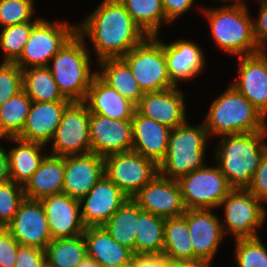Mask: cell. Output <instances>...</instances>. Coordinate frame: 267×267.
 I'll return each instance as SVG.
<instances>
[{"label":"cell","mask_w":267,"mask_h":267,"mask_svg":"<svg viewBox=\"0 0 267 267\" xmlns=\"http://www.w3.org/2000/svg\"><path fill=\"white\" fill-rule=\"evenodd\" d=\"M77 33L89 37L98 62L122 58L147 37L119 0L101 1L93 13L77 24Z\"/></svg>","instance_id":"cell-1"},{"label":"cell","mask_w":267,"mask_h":267,"mask_svg":"<svg viewBox=\"0 0 267 267\" xmlns=\"http://www.w3.org/2000/svg\"><path fill=\"white\" fill-rule=\"evenodd\" d=\"M267 130L221 136L214 161L232 188L247 189L264 152Z\"/></svg>","instance_id":"cell-2"},{"label":"cell","mask_w":267,"mask_h":267,"mask_svg":"<svg viewBox=\"0 0 267 267\" xmlns=\"http://www.w3.org/2000/svg\"><path fill=\"white\" fill-rule=\"evenodd\" d=\"M230 1L233 3L201 10L209 22L213 41L219 49L236 57L262 51L254 38L249 6L244 0Z\"/></svg>","instance_id":"cell-3"},{"label":"cell","mask_w":267,"mask_h":267,"mask_svg":"<svg viewBox=\"0 0 267 267\" xmlns=\"http://www.w3.org/2000/svg\"><path fill=\"white\" fill-rule=\"evenodd\" d=\"M204 124L214 137L267 130L266 118L232 85L212 102Z\"/></svg>","instance_id":"cell-4"},{"label":"cell","mask_w":267,"mask_h":267,"mask_svg":"<svg viewBox=\"0 0 267 267\" xmlns=\"http://www.w3.org/2000/svg\"><path fill=\"white\" fill-rule=\"evenodd\" d=\"M86 45V39L76 33L47 66L60 93L70 101H84L91 82L97 75L90 67V51Z\"/></svg>","instance_id":"cell-5"},{"label":"cell","mask_w":267,"mask_h":267,"mask_svg":"<svg viewBox=\"0 0 267 267\" xmlns=\"http://www.w3.org/2000/svg\"><path fill=\"white\" fill-rule=\"evenodd\" d=\"M209 134L204 122L197 126L187 120L171 129L168 137L167 153L158 165L162 177L178 180L191 171L202 168L205 162Z\"/></svg>","instance_id":"cell-6"},{"label":"cell","mask_w":267,"mask_h":267,"mask_svg":"<svg viewBox=\"0 0 267 267\" xmlns=\"http://www.w3.org/2000/svg\"><path fill=\"white\" fill-rule=\"evenodd\" d=\"M122 59L129 66L143 93L171 89L176 85L168 74L164 42L157 36H147Z\"/></svg>","instance_id":"cell-7"},{"label":"cell","mask_w":267,"mask_h":267,"mask_svg":"<svg viewBox=\"0 0 267 267\" xmlns=\"http://www.w3.org/2000/svg\"><path fill=\"white\" fill-rule=\"evenodd\" d=\"M77 33V24L51 22L41 18L33 27L15 62L22 70L48 66L52 57Z\"/></svg>","instance_id":"cell-8"},{"label":"cell","mask_w":267,"mask_h":267,"mask_svg":"<svg viewBox=\"0 0 267 267\" xmlns=\"http://www.w3.org/2000/svg\"><path fill=\"white\" fill-rule=\"evenodd\" d=\"M220 207L225 212V222H221L225 235L230 233L235 239L259 237L257 229L264 225L267 209L248 189L233 188Z\"/></svg>","instance_id":"cell-9"},{"label":"cell","mask_w":267,"mask_h":267,"mask_svg":"<svg viewBox=\"0 0 267 267\" xmlns=\"http://www.w3.org/2000/svg\"><path fill=\"white\" fill-rule=\"evenodd\" d=\"M207 165L177 180L186 209H218L233 189L217 164Z\"/></svg>","instance_id":"cell-10"},{"label":"cell","mask_w":267,"mask_h":267,"mask_svg":"<svg viewBox=\"0 0 267 267\" xmlns=\"http://www.w3.org/2000/svg\"><path fill=\"white\" fill-rule=\"evenodd\" d=\"M90 112L84 101H71L56 128L51 155H83L91 152Z\"/></svg>","instance_id":"cell-11"},{"label":"cell","mask_w":267,"mask_h":267,"mask_svg":"<svg viewBox=\"0 0 267 267\" xmlns=\"http://www.w3.org/2000/svg\"><path fill=\"white\" fill-rule=\"evenodd\" d=\"M104 173L132 198L159 173V168L153 160L132 150L105 156Z\"/></svg>","instance_id":"cell-12"},{"label":"cell","mask_w":267,"mask_h":267,"mask_svg":"<svg viewBox=\"0 0 267 267\" xmlns=\"http://www.w3.org/2000/svg\"><path fill=\"white\" fill-rule=\"evenodd\" d=\"M188 225L191 243L194 249V262L212 264L225 234L222 219L212 209H187L182 215Z\"/></svg>","instance_id":"cell-13"},{"label":"cell","mask_w":267,"mask_h":267,"mask_svg":"<svg viewBox=\"0 0 267 267\" xmlns=\"http://www.w3.org/2000/svg\"><path fill=\"white\" fill-rule=\"evenodd\" d=\"M132 199L141 210L163 218L180 217L187 210L177 180L162 177L159 173Z\"/></svg>","instance_id":"cell-14"},{"label":"cell","mask_w":267,"mask_h":267,"mask_svg":"<svg viewBox=\"0 0 267 267\" xmlns=\"http://www.w3.org/2000/svg\"><path fill=\"white\" fill-rule=\"evenodd\" d=\"M6 229L23 246L45 250L52 240L45 209L40 200L25 198Z\"/></svg>","instance_id":"cell-15"},{"label":"cell","mask_w":267,"mask_h":267,"mask_svg":"<svg viewBox=\"0 0 267 267\" xmlns=\"http://www.w3.org/2000/svg\"><path fill=\"white\" fill-rule=\"evenodd\" d=\"M238 77L232 86L267 119V51L239 56Z\"/></svg>","instance_id":"cell-16"},{"label":"cell","mask_w":267,"mask_h":267,"mask_svg":"<svg viewBox=\"0 0 267 267\" xmlns=\"http://www.w3.org/2000/svg\"><path fill=\"white\" fill-rule=\"evenodd\" d=\"M91 152L100 156L132 151L131 120H113L90 113L89 121Z\"/></svg>","instance_id":"cell-17"},{"label":"cell","mask_w":267,"mask_h":267,"mask_svg":"<svg viewBox=\"0 0 267 267\" xmlns=\"http://www.w3.org/2000/svg\"><path fill=\"white\" fill-rule=\"evenodd\" d=\"M128 198L104 174L88 194L79 200L85 227L103 226Z\"/></svg>","instance_id":"cell-18"},{"label":"cell","mask_w":267,"mask_h":267,"mask_svg":"<svg viewBox=\"0 0 267 267\" xmlns=\"http://www.w3.org/2000/svg\"><path fill=\"white\" fill-rule=\"evenodd\" d=\"M104 157L95 153L64 156L62 192L80 200L104 175Z\"/></svg>","instance_id":"cell-19"},{"label":"cell","mask_w":267,"mask_h":267,"mask_svg":"<svg viewBox=\"0 0 267 267\" xmlns=\"http://www.w3.org/2000/svg\"><path fill=\"white\" fill-rule=\"evenodd\" d=\"M45 209L52 239L72 238L84 233L78 199L65 193L53 194L40 200Z\"/></svg>","instance_id":"cell-20"},{"label":"cell","mask_w":267,"mask_h":267,"mask_svg":"<svg viewBox=\"0 0 267 267\" xmlns=\"http://www.w3.org/2000/svg\"><path fill=\"white\" fill-rule=\"evenodd\" d=\"M185 109L184 94L178 86L144 93L136 105V110L140 114L171 129L180 126L187 120Z\"/></svg>","instance_id":"cell-21"},{"label":"cell","mask_w":267,"mask_h":267,"mask_svg":"<svg viewBox=\"0 0 267 267\" xmlns=\"http://www.w3.org/2000/svg\"><path fill=\"white\" fill-rule=\"evenodd\" d=\"M132 122V150L159 165L166 156L171 128L135 110Z\"/></svg>","instance_id":"cell-22"},{"label":"cell","mask_w":267,"mask_h":267,"mask_svg":"<svg viewBox=\"0 0 267 267\" xmlns=\"http://www.w3.org/2000/svg\"><path fill=\"white\" fill-rule=\"evenodd\" d=\"M71 101H32L22 131L16 136L25 141L47 145L61 122L62 114Z\"/></svg>","instance_id":"cell-23"},{"label":"cell","mask_w":267,"mask_h":267,"mask_svg":"<svg viewBox=\"0 0 267 267\" xmlns=\"http://www.w3.org/2000/svg\"><path fill=\"white\" fill-rule=\"evenodd\" d=\"M168 74L172 82L192 80L202 73L205 56L202 48L191 40H177L164 43Z\"/></svg>","instance_id":"cell-24"},{"label":"cell","mask_w":267,"mask_h":267,"mask_svg":"<svg viewBox=\"0 0 267 267\" xmlns=\"http://www.w3.org/2000/svg\"><path fill=\"white\" fill-rule=\"evenodd\" d=\"M90 113L113 120H131L136 105L109 87L97 75L93 78L84 100Z\"/></svg>","instance_id":"cell-25"},{"label":"cell","mask_w":267,"mask_h":267,"mask_svg":"<svg viewBox=\"0 0 267 267\" xmlns=\"http://www.w3.org/2000/svg\"><path fill=\"white\" fill-rule=\"evenodd\" d=\"M87 256L100 267H115L131 263L134 253L115 241L103 226L86 227L83 233Z\"/></svg>","instance_id":"cell-26"},{"label":"cell","mask_w":267,"mask_h":267,"mask_svg":"<svg viewBox=\"0 0 267 267\" xmlns=\"http://www.w3.org/2000/svg\"><path fill=\"white\" fill-rule=\"evenodd\" d=\"M64 184V157L46 155L39 168L23 186L26 199L41 200L62 193Z\"/></svg>","instance_id":"cell-27"},{"label":"cell","mask_w":267,"mask_h":267,"mask_svg":"<svg viewBox=\"0 0 267 267\" xmlns=\"http://www.w3.org/2000/svg\"><path fill=\"white\" fill-rule=\"evenodd\" d=\"M17 146L6 150L10 180L24 186L32 174L39 168L47 154H42L46 145L39 142L25 141L18 137H6Z\"/></svg>","instance_id":"cell-28"},{"label":"cell","mask_w":267,"mask_h":267,"mask_svg":"<svg viewBox=\"0 0 267 267\" xmlns=\"http://www.w3.org/2000/svg\"><path fill=\"white\" fill-rule=\"evenodd\" d=\"M98 63L97 76L122 97L137 105L144 93L127 63L122 58L103 59Z\"/></svg>","instance_id":"cell-29"},{"label":"cell","mask_w":267,"mask_h":267,"mask_svg":"<svg viewBox=\"0 0 267 267\" xmlns=\"http://www.w3.org/2000/svg\"><path fill=\"white\" fill-rule=\"evenodd\" d=\"M165 218L141 210L137 204L135 254L162 255Z\"/></svg>","instance_id":"cell-30"},{"label":"cell","mask_w":267,"mask_h":267,"mask_svg":"<svg viewBox=\"0 0 267 267\" xmlns=\"http://www.w3.org/2000/svg\"><path fill=\"white\" fill-rule=\"evenodd\" d=\"M162 255L173 261L194 262L191 236L183 216L165 218Z\"/></svg>","instance_id":"cell-31"},{"label":"cell","mask_w":267,"mask_h":267,"mask_svg":"<svg viewBox=\"0 0 267 267\" xmlns=\"http://www.w3.org/2000/svg\"><path fill=\"white\" fill-rule=\"evenodd\" d=\"M22 89L35 102L70 101L60 93L47 66L23 69Z\"/></svg>","instance_id":"cell-32"},{"label":"cell","mask_w":267,"mask_h":267,"mask_svg":"<svg viewBox=\"0 0 267 267\" xmlns=\"http://www.w3.org/2000/svg\"><path fill=\"white\" fill-rule=\"evenodd\" d=\"M87 256L83 234L52 239L45 248L47 267H77Z\"/></svg>","instance_id":"cell-33"},{"label":"cell","mask_w":267,"mask_h":267,"mask_svg":"<svg viewBox=\"0 0 267 267\" xmlns=\"http://www.w3.org/2000/svg\"><path fill=\"white\" fill-rule=\"evenodd\" d=\"M137 203L128 198L103 227L110 236L135 254Z\"/></svg>","instance_id":"cell-34"},{"label":"cell","mask_w":267,"mask_h":267,"mask_svg":"<svg viewBox=\"0 0 267 267\" xmlns=\"http://www.w3.org/2000/svg\"><path fill=\"white\" fill-rule=\"evenodd\" d=\"M147 36H157L166 19L162 0H119Z\"/></svg>","instance_id":"cell-35"},{"label":"cell","mask_w":267,"mask_h":267,"mask_svg":"<svg viewBox=\"0 0 267 267\" xmlns=\"http://www.w3.org/2000/svg\"><path fill=\"white\" fill-rule=\"evenodd\" d=\"M32 100L22 89L0 106V141L16 137L23 129Z\"/></svg>","instance_id":"cell-36"},{"label":"cell","mask_w":267,"mask_h":267,"mask_svg":"<svg viewBox=\"0 0 267 267\" xmlns=\"http://www.w3.org/2000/svg\"><path fill=\"white\" fill-rule=\"evenodd\" d=\"M37 22L29 21L2 28L0 32V47L4 53L2 62L15 63L20 58L32 27Z\"/></svg>","instance_id":"cell-37"},{"label":"cell","mask_w":267,"mask_h":267,"mask_svg":"<svg viewBox=\"0 0 267 267\" xmlns=\"http://www.w3.org/2000/svg\"><path fill=\"white\" fill-rule=\"evenodd\" d=\"M233 257L238 267H267V248L259 237L234 239Z\"/></svg>","instance_id":"cell-38"},{"label":"cell","mask_w":267,"mask_h":267,"mask_svg":"<svg viewBox=\"0 0 267 267\" xmlns=\"http://www.w3.org/2000/svg\"><path fill=\"white\" fill-rule=\"evenodd\" d=\"M34 0H0V25L2 28L34 20Z\"/></svg>","instance_id":"cell-39"},{"label":"cell","mask_w":267,"mask_h":267,"mask_svg":"<svg viewBox=\"0 0 267 267\" xmlns=\"http://www.w3.org/2000/svg\"><path fill=\"white\" fill-rule=\"evenodd\" d=\"M25 199L23 186L13 181L0 185V226H6L14 218L20 204Z\"/></svg>","instance_id":"cell-40"},{"label":"cell","mask_w":267,"mask_h":267,"mask_svg":"<svg viewBox=\"0 0 267 267\" xmlns=\"http://www.w3.org/2000/svg\"><path fill=\"white\" fill-rule=\"evenodd\" d=\"M22 90V69L15 63L0 64V106Z\"/></svg>","instance_id":"cell-41"},{"label":"cell","mask_w":267,"mask_h":267,"mask_svg":"<svg viewBox=\"0 0 267 267\" xmlns=\"http://www.w3.org/2000/svg\"><path fill=\"white\" fill-rule=\"evenodd\" d=\"M19 245L6 228H0V267H15Z\"/></svg>","instance_id":"cell-42"},{"label":"cell","mask_w":267,"mask_h":267,"mask_svg":"<svg viewBox=\"0 0 267 267\" xmlns=\"http://www.w3.org/2000/svg\"><path fill=\"white\" fill-rule=\"evenodd\" d=\"M15 267H47L45 250L19 245Z\"/></svg>","instance_id":"cell-43"},{"label":"cell","mask_w":267,"mask_h":267,"mask_svg":"<svg viewBox=\"0 0 267 267\" xmlns=\"http://www.w3.org/2000/svg\"><path fill=\"white\" fill-rule=\"evenodd\" d=\"M247 189L262 203H267V150L264 152L260 164Z\"/></svg>","instance_id":"cell-44"},{"label":"cell","mask_w":267,"mask_h":267,"mask_svg":"<svg viewBox=\"0 0 267 267\" xmlns=\"http://www.w3.org/2000/svg\"><path fill=\"white\" fill-rule=\"evenodd\" d=\"M258 17L253 20V33L256 43L261 50L267 49V0H259ZM266 48V49H265Z\"/></svg>","instance_id":"cell-45"},{"label":"cell","mask_w":267,"mask_h":267,"mask_svg":"<svg viewBox=\"0 0 267 267\" xmlns=\"http://www.w3.org/2000/svg\"><path fill=\"white\" fill-rule=\"evenodd\" d=\"M196 0H162L166 19L171 23L188 12Z\"/></svg>","instance_id":"cell-46"},{"label":"cell","mask_w":267,"mask_h":267,"mask_svg":"<svg viewBox=\"0 0 267 267\" xmlns=\"http://www.w3.org/2000/svg\"><path fill=\"white\" fill-rule=\"evenodd\" d=\"M131 267H165V257L163 255L134 254Z\"/></svg>","instance_id":"cell-47"},{"label":"cell","mask_w":267,"mask_h":267,"mask_svg":"<svg viewBox=\"0 0 267 267\" xmlns=\"http://www.w3.org/2000/svg\"><path fill=\"white\" fill-rule=\"evenodd\" d=\"M10 181L6 149L0 145V185Z\"/></svg>","instance_id":"cell-48"},{"label":"cell","mask_w":267,"mask_h":267,"mask_svg":"<svg viewBox=\"0 0 267 267\" xmlns=\"http://www.w3.org/2000/svg\"><path fill=\"white\" fill-rule=\"evenodd\" d=\"M212 264L197 261V262H185V261H173L165 258V267H211Z\"/></svg>","instance_id":"cell-49"},{"label":"cell","mask_w":267,"mask_h":267,"mask_svg":"<svg viewBox=\"0 0 267 267\" xmlns=\"http://www.w3.org/2000/svg\"><path fill=\"white\" fill-rule=\"evenodd\" d=\"M77 267H100V265L91 257L86 256Z\"/></svg>","instance_id":"cell-50"},{"label":"cell","mask_w":267,"mask_h":267,"mask_svg":"<svg viewBox=\"0 0 267 267\" xmlns=\"http://www.w3.org/2000/svg\"><path fill=\"white\" fill-rule=\"evenodd\" d=\"M115 267H131V263H127V264L115 266Z\"/></svg>","instance_id":"cell-51"},{"label":"cell","mask_w":267,"mask_h":267,"mask_svg":"<svg viewBox=\"0 0 267 267\" xmlns=\"http://www.w3.org/2000/svg\"><path fill=\"white\" fill-rule=\"evenodd\" d=\"M216 2H222V3H224V2H227V1H229V0H215Z\"/></svg>","instance_id":"cell-52"}]
</instances>
